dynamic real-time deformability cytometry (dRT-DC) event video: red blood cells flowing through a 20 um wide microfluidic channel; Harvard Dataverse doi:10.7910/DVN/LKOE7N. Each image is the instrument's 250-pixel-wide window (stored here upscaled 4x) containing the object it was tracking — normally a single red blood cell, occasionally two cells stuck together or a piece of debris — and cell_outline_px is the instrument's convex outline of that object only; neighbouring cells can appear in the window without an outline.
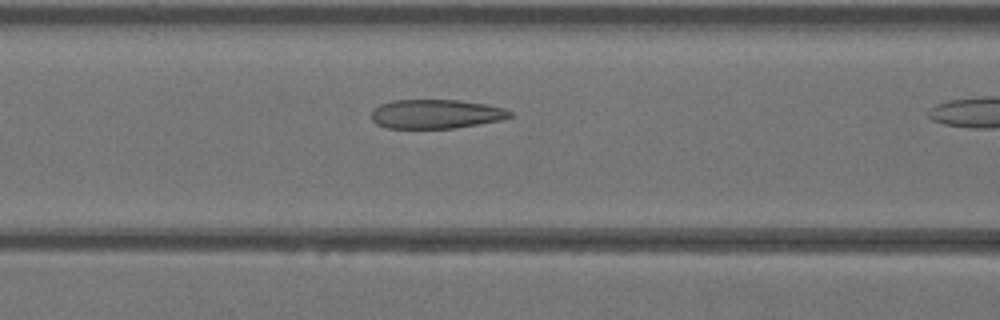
{"species": "Egyptian fruit bat (a non-hibernating species)", "species_latin": "Rousettus aegyptiacus", "temperature_condition": "warm", "stored_images_in_passage": 14, "camera_frame_rate_fps": 3000, "um_per_image_px": 0.085, "animal": {"sex": "female"}, "frame": {"image": 1, "passage_image": 13, "time_ms": 4.0, "image_size_px": [1000, 320], "cell_outline_px": [[512, 116], [500, 120], [452, 128], [384, 128], [376, 124], [372, 120], [372, 112], [380, 104], [392, 100], [460, 100], [488, 104], [504, 108], [512, 112]], "centroid_in_image_um": [37.04, 9.68], "position_along_channel_um": 129.6, "area_um2": 23.47}}